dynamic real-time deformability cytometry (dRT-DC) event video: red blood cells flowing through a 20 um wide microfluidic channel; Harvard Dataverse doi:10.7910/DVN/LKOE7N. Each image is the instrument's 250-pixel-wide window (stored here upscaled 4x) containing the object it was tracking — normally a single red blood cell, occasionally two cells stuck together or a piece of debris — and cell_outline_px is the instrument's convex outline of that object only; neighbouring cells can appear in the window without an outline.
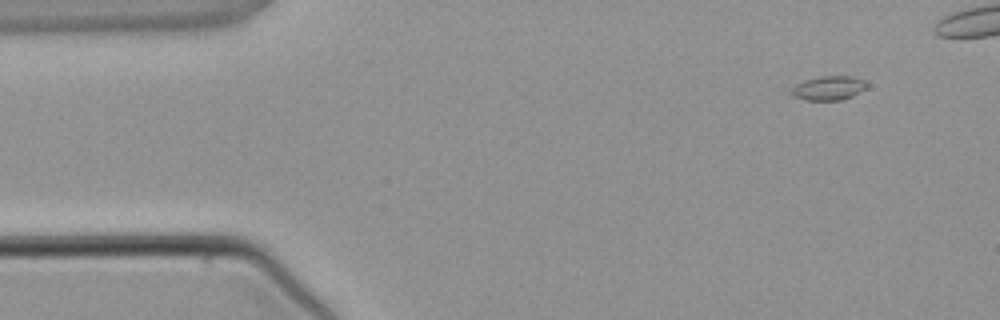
{"species": "common noctule bat (a hibernating species)", "species_latin": "Nyctalus noctula", "temperature_condition": "warm", "stored_images_in_passage": 6, "camera_frame_rate_fps": 3000, "um_per_image_px": 0.085, "animal": {"sex": "male", "body_mass_g": 21.5, "forearm_length_mm": 52.0}, "frame": {"image": 1, "passage_image": 2, "time_ms": 1.0, "image_size_px": [1000, 320], "cell_outline_px": [[868, 88], [852, 96], [840, 100], [804, 100], [792, 96], [788, 92], [796, 84], [804, 80], [820, 76], [852, 76], [864, 80], [868, 84]], "centroid_in_image_um": [70.42, 7.48], "position_along_channel_um": 14.6, "area_um2": 10.81}}
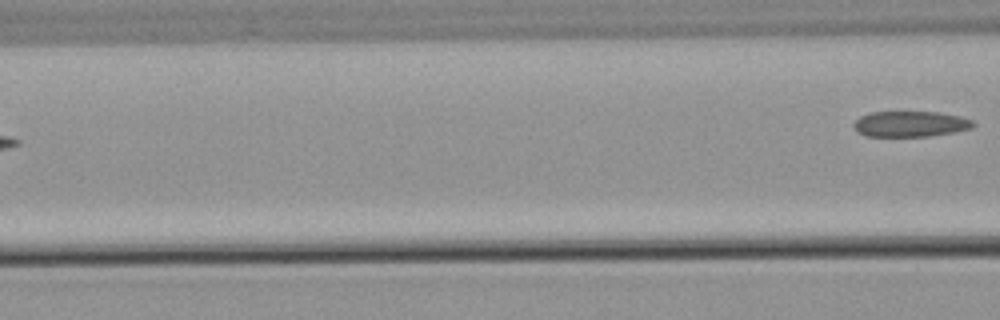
{"frame": {"image": 2, "passage_image": 6, "time_ms": 6.333, "image_size_px": [1000, 320], "cell_outline_px": [[976, 124], [972, 128], [956, 132], [928, 136], [868, 136], [856, 132], [852, 128], [852, 124], [860, 116], [868, 112], [940, 112], [960, 116], [972, 120]], "centroid_in_image_um": [77.37, 10.53], "position_along_channel_um": 89.2, "area_um2": 18.09}}